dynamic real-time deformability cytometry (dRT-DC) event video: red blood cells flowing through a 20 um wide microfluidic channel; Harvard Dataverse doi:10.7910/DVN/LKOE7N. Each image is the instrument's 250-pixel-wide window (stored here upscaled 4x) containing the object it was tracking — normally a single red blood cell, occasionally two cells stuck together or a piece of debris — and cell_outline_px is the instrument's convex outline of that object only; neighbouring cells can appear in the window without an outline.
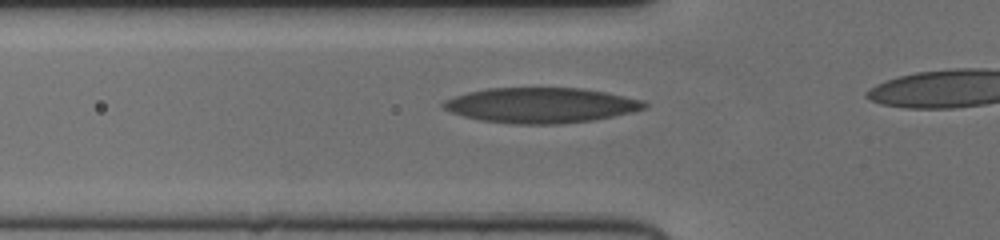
{"species": "human", "species_latin": "Homo sapiens", "temperature_condition": "cold", "stored_images_in_passage": 25, "camera_frame_rate_fps": 3000, "um_per_image_px": 0.085, "donor": {"sex": "female"}, "frame": {"image": 1, "passage_image": 7, "time_ms": 2.0, "image_size_px": [1000, 240], "cell_outline_px": [[648, 104], [644, 108], [632, 112], [592, 120], [560, 124], [516, 124], [480, 120], [464, 116], [452, 112], [444, 108], [440, 104], [444, 100], [468, 92], [488, 88], [580, 88], [604, 92], [644, 100]], "centroid_in_image_um": [45.97, 8.95], "position_along_channel_um": 79.8, "area_um2": 41.04}}
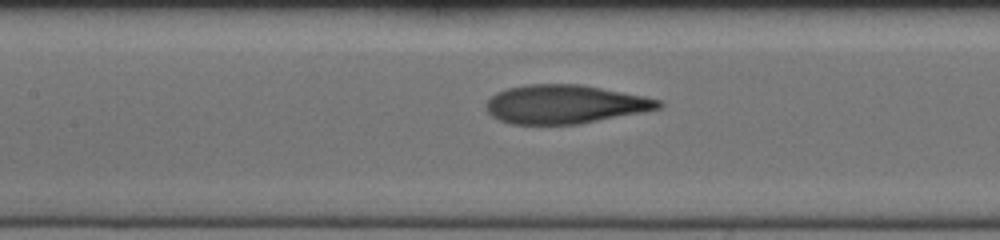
{"frame": {"image": 2, "passage_image": 13, "time_ms": 4.0, "image_size_px": [1000, 240], "cell_outline_px": [[664, 104], [660, 108], [580, 124], [512, 124], [500, 120], [492, 116], [488, 112], [488, 100], [496, 92], [508, 88], [528, 84], [580, 84], [644, 96], [660, 100]], "centroid_in_image_um": [48.02, 8.86], "position_along_channel_um": 159.4, "area_um2": 38.49}}
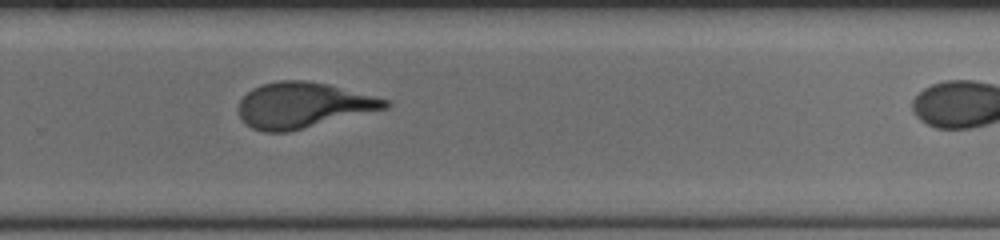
{"frame": {"image": 3, "passage_image": 24, "time_ms": 7.667, "image_size_px": [1000, 240], "cell_outline_px": [[392, 104], [388, 108], [288, 132], [264, 132], [252, 128], [244, 124], [240, 116], [240, 100], [252, 88], [260, 84], [280, 80], [308, 80], [328, 84], [388, 100]], "centroid_in_image_um": [25.74, 8.94], "position_along_channel_um": 304.1, "area_um2": 38.84}}